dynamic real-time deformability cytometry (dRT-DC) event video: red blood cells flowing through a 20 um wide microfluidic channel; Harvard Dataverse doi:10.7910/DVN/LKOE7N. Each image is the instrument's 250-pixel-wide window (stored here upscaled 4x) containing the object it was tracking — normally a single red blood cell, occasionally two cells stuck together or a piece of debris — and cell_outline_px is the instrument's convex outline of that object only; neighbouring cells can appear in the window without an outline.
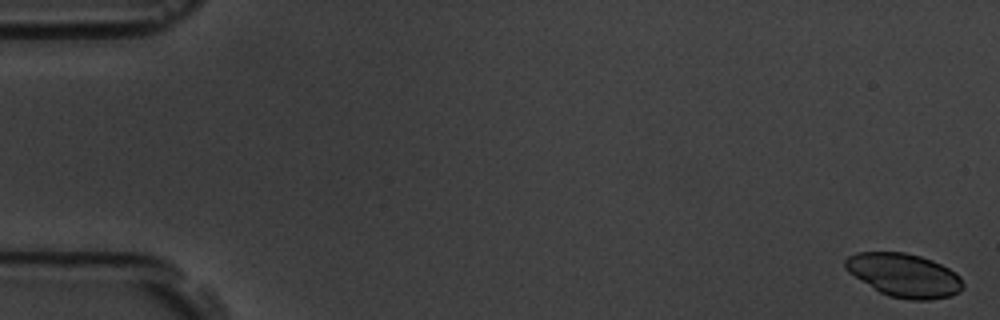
{"species": "common noctule bat (a hibernating species)", "species_latin": "Nyctalus noctula", "temperature_condition": "room temperature", "stored_images_in_passage": 6, "segment_of_instrument_passage": [2, 2], "camera_frame_rate_fps": 3000, "um_per_image_px": 0.085, "animal": {"sex": "male", "body_mass_g": 19.5, "forearm_length_mm": 54.6}, "frame": {"image": 1, "passage_image": 6, "time_ms": 6.667, "image_size_px": [1000, 320], "cell_outline_px": [[964, 288], [960, 292], [948, 296], [932, 300], [912, 300], [888, 296], [880, 292], [848, 272], [844, 268], [844, 260], [848, 256], [856, 252], [904, 252], [920, 256], [932, 260], [956, 272], [960, 276], [964, 284]], "centroid_in_image_um": [76.86, 23.39], "position_along_channel_um": 8.1, "area_um2": 29.94}}